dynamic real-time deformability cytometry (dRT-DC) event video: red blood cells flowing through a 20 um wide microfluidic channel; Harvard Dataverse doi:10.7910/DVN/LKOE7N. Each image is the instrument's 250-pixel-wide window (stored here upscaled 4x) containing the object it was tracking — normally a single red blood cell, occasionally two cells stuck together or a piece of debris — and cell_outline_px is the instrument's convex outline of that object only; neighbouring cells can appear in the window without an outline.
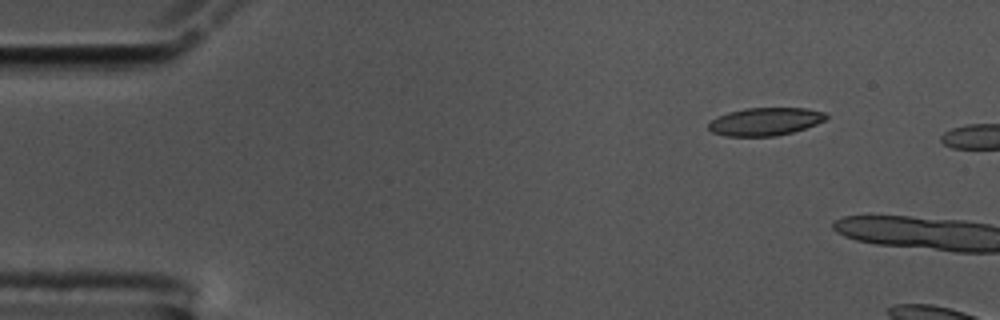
{"species": "common noctule bat (a hibernating species)", "species_latin": "Nyctalus noctula", "temperature_condition": "cold", "stored_images_in_passage": 4, "camera_frame_rate_fps": 3000, "um_per_image_px": 0.085, "animal": {"sex": "male", "body_mass_g": 17.5, "forearm_length_mm": 52.3}, "frame": {"image": 1, "passage_image": 1, "time_ms": 0.0, "image_size_px": [1000, 320], "cell_outline_px": [[828, 120], [792, 132], [776, 136], [724, 136], [712, 132], [708, 128], [708, 124], [712, 120], [728, 112], [744, 108], [808, 108], [824, 112], [828, 116]], "centroid_in_image_um": [65.06, 10.33], "position_along_channel_um": 19.9, "area_um2": 19.13}}